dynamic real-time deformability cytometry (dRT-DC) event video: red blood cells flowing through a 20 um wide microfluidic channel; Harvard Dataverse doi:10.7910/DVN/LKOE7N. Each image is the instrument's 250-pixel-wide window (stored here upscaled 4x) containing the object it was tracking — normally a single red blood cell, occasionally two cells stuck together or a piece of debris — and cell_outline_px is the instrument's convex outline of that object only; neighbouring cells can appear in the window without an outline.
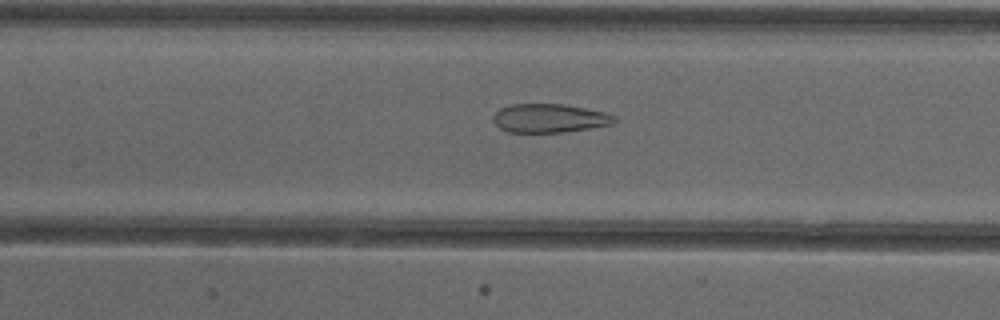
{"species": "common noctule bat (a hibernating species)", "species_latin": "Nyctalus noctula", "temperature_condition": "cold", "stored_images_in_passage": 52, "camera_frame_rate_fps": 3000, "um_per_image_px": 0.085, "animal": {"sex": "female"}, "frame": {"image": 1, "passage_image": 24, "time_ms": 7.667, "image_size_px": [1000, 320], "cell_outline_px": [[616, 120], [612, 124], [564, 132], [508, 132], [500, 128], [492, 120], [492, 116], [500, 108], [512, 104], [564, 104], [604, 112], [616, 116]], "centroid_in_image_um": [46.68, 10.04], "position_along_channel_um": 160.7, "area_um2": 20.17}}
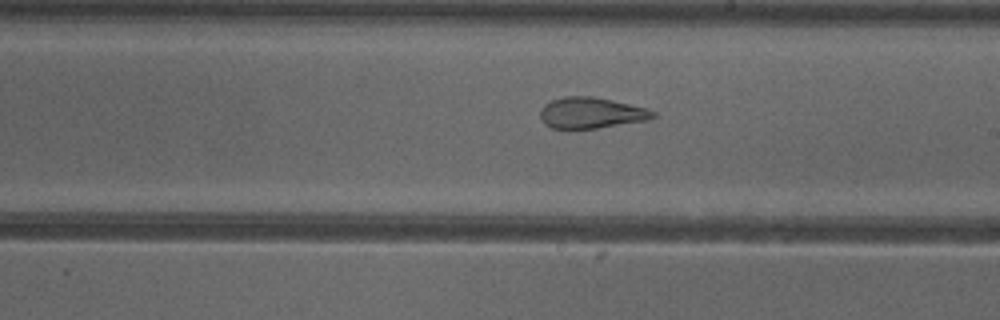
{"frame": {"image": 2, "passage_image": 30, "time_ms": 9.667, "image_size_px": [1000, 320], "cell_outline_px": [[656, 116], [648, 120], [596, 128], [552, 128], [544, 124], [540, 116], [540, 108], [544, 104], [552, 100], [564, 96], [592, 96], [612, 100], [648, 108], [656, 112]], "centroid_in_image_um": [50.25, 9.58], "position_along_channel_um": 238.8, "area_um2": 20.4}}
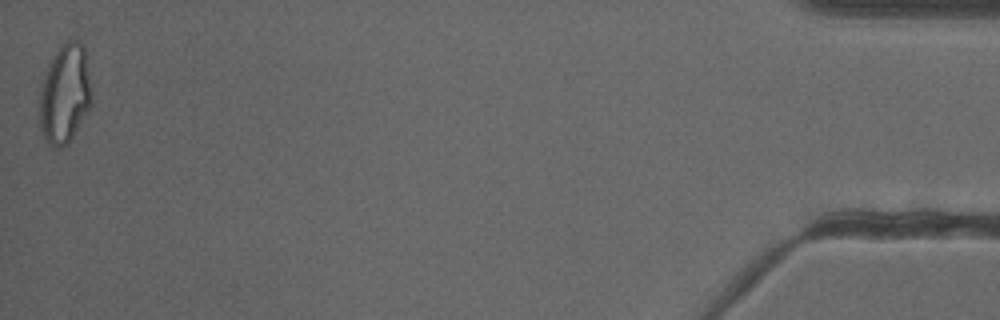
{"frame": {"image": 3, "passage_image": 52, "time_ms": 17.0, "image_size_px": [1000, 320], "cell_outline_px": [[92, 104], [68, 144], [60, 148], [52, 148], [48, 144], [40, 132], [40, 88], [48, 64], [56, 48], [68, 40], [76, 40], [84, 48], [92, 92]], "centroid_in_image_um": [5.5, 8.01], "position_along_channel_um": 429.7, "area_um2": 30.35}, "authors_computed_cell_mechanics": {"area_um2": 26.7325, "velocity_mm_per_s": 3.9071, "shape_relaxation_time_tau1_ms": null, "shape_relaxation_time_tau2_ms": 1.552, "deformation_change_tau1": null, "deformation_change_tau2": 0.0977}}